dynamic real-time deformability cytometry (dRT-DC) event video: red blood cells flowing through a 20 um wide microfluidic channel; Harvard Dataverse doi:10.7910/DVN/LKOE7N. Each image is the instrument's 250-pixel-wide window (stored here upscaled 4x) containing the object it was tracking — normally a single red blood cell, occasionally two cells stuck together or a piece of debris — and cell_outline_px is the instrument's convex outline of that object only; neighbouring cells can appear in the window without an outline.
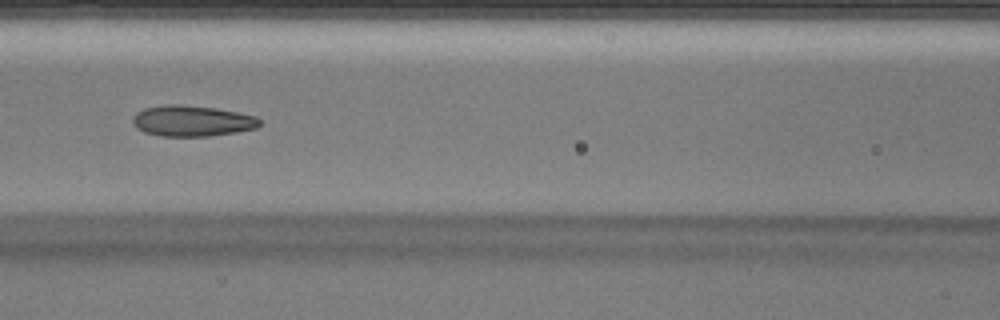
{"species": "Egyptian fruit bat (a non-hibernating species)", "species_latin": "Rousettus aegyptiacus", "temperature_condition": "warm", "stored_images_in_passage": 46, "camera_frame_rate_fps": 3000, "um_per_image_px": 0.085, "animal": {"sex": "male"}, "frame": {"image": 1, "passage_image": 20, "time_ms": 6.333, "image_size_px": [1000, 320], "cell_outline_px": [[260, 124], [256, 128], [236, 132], [208, 136], [160, 136], [144, 132], [136, 128], [132, 120], [132, 116], [136, 112], [144, 108], [168, 104], [180, 104], [216, 108], [256, 116], [260, 120]], "centroid_in_image_um": [16.29, 10.27], "position_along_channel_um": 150.3, "area_um2": 22.89}}